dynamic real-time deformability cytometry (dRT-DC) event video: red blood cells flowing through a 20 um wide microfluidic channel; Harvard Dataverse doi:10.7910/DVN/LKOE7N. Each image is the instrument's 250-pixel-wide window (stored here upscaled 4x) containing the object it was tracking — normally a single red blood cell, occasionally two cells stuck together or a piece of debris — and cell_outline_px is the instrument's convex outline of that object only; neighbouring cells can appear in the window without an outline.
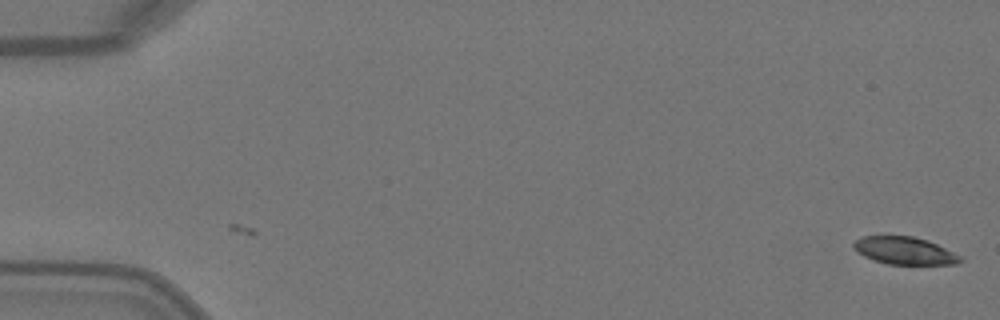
{"species": "Egyptian fruit bat (a non-hibernating species)", "species_latin": "Rousettus aegyptiacus", "temperature_condition": "warm", "stored_images_in_passage": 4, "camera_frame_rate_fps": 3000, "um_per_image_px": 0.085, "animal": {"sex": "female"}, "frame": {"image": 1, "passage_image": 4, "time_ms": 1.0, "image_size_px": [1000, 320], "cell_outline_px": [[964, 260], [956, 264], [888, 264], [872, 260], [856, 252], [852, 244], [856, 240], [864, 236], [912, 236], [928, 240], [960, 256]], "centroid_in_image_um": [76.86, 21.31], "position_along_channel_um": 8.1, "area_um2": 16.99}}